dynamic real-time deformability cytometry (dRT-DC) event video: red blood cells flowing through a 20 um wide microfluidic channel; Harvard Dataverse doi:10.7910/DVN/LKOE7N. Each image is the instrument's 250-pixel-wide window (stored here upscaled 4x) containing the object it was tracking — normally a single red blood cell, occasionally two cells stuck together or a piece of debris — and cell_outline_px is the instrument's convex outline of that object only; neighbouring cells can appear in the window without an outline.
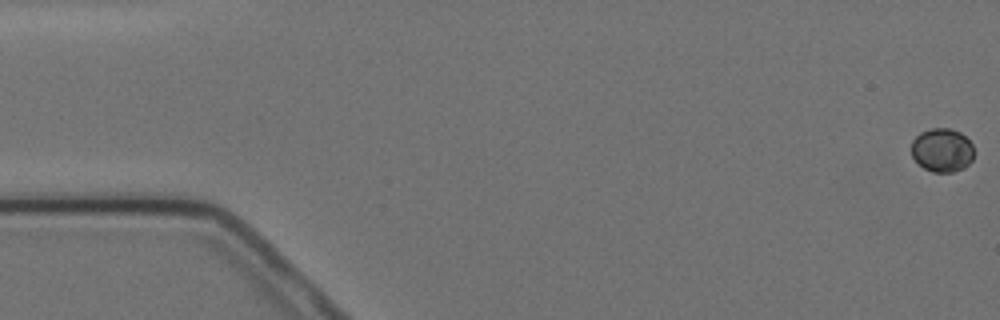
{"species": "Egyptian fruit bat (a non-hibernating species)", "species_latin": "Rousettus aegyptiacus", "temperature_condition": "cold", "stored_images_in_passage": 7, "camera_frame_rate_fps": 3000, "um_per_image_px": 0.085, "animal": {"sex": "female"}, "frame": {"image": 1, "passage_image": 1, "time_ms": 0.0, "image_size_px": [1000, 320], "cell_outline_px": [[972, 160], [964, 168], [952, 172], [932, 172], [924, 168], [912, 156], [912, 140], [920, 132], [932, 128], [948, 128], [960, 132], [972, 144]], "centroid_in_image_um": [80.07, 12.76], "position_along_channel_um": 4.9, "area_um2": 15.78}}
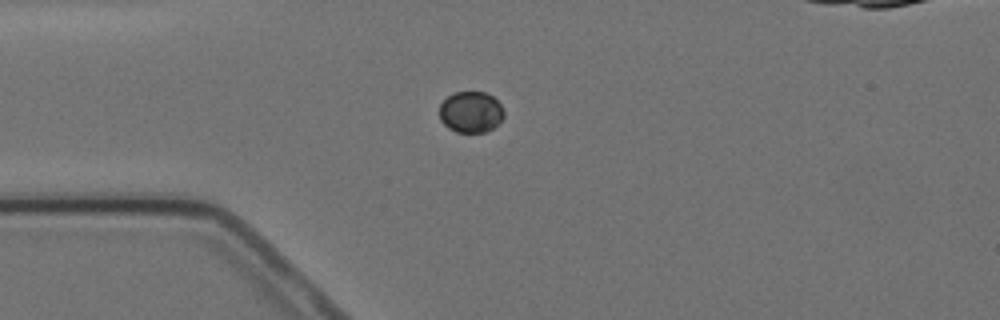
{"frame": {"image": 2, "passage_image": 5, "time_ms": 4.667, "image_size_px": [1000, 320], "cell_outline_px": [[504, 116], [492, 128], [484, 132], [456, 132], [448, 128], [440, 120], [440, 104], [452, 92], [484, 92], [492, 96], [500, 104], [504, 112]], "centroid_in_image_um": [39.99, 9.52], "position_along_channel_um": 45.0, "area_um2": 15.37}}
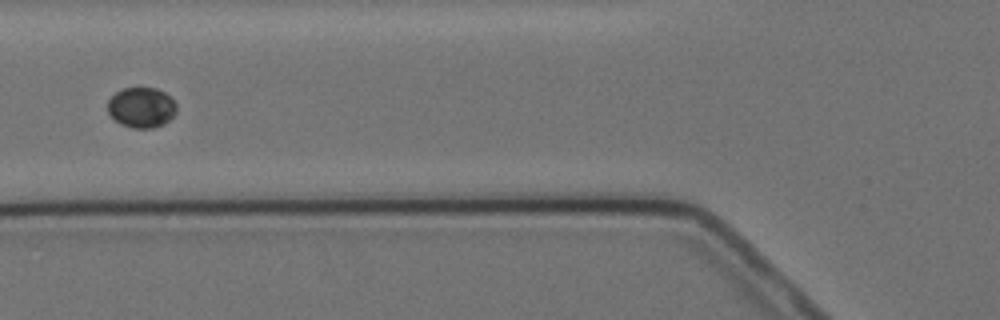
{"frame": {"image": 3, "passage_image": 7, "time_ms": 7.0, "image_size_px": [1000, 320], "cell_outline_px": [[176, 112], [164, 124], [152, 128], [132, 128], [120, 124], [108, 112], [108, 100], [116, 92], [124, 88], [156, 88], [164, 92], [176, 104]], "centroid_in_image_um": [12.01, 9.14], "position_along_channel_um": 113.8, "area_um2": 16.01}}